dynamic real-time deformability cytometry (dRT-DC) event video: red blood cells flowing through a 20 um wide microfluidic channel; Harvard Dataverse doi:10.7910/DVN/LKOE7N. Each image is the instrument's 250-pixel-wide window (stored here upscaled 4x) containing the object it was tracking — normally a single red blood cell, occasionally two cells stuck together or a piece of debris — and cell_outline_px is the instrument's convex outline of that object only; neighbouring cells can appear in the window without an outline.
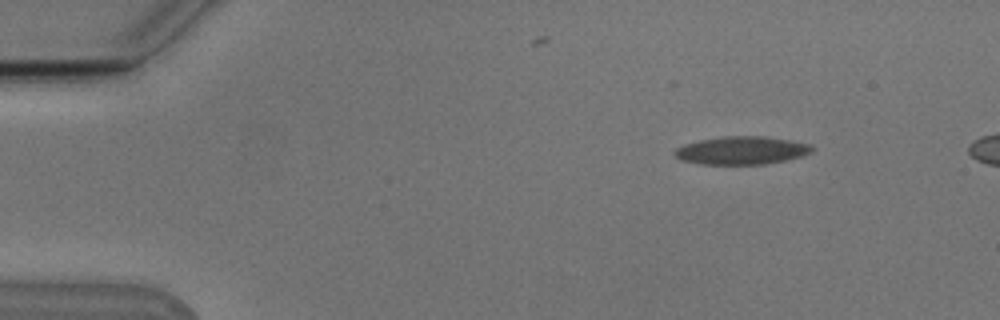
{"species": "Egyptian fruit bat (a non-hibernating species)", "species_latin": "Rousettus aegyptiacus", "temperature_condition": "cold", "stored_images_in_passage": 46, "camera_frame_rate_fps": 3000, "um_per_image_px": 0.085, "animal": {"sex": "male"}, "frame": {"image": 1, "passage_image": 1, "time_ms": 0.0, "image_size_px": [1000, 320], "cell_outline_px": [[816, 148], [812, 152], [788, 160], [764, 164], [700, 164], [680, 160], [672, 152], [676, 148], [684, 144], [700, 140], [724, 136], [764, 136], [788, 140], [808, 144]], "centroid_in_image_um": [63.02, 12.79], "position_along_channel_um": 22.0, "area_um2": 22.43}}
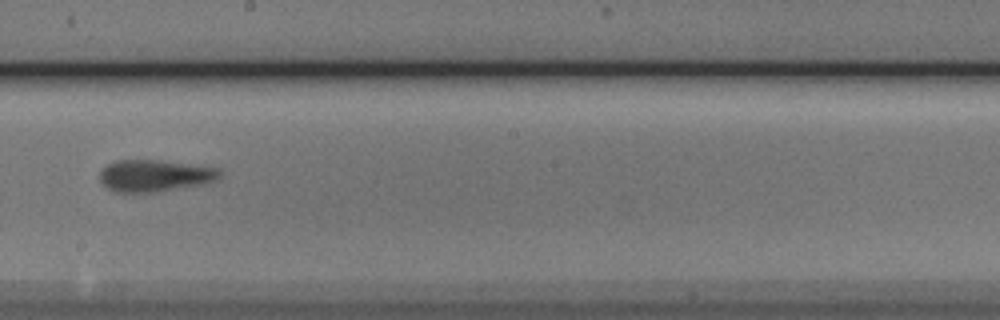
{"frame": {"image": 2, "passage_image": 25, "time_ms": 8.0, "image_size_px": [1000, 320], "cell_outline_px": [[220, 176], [216, 180], [204, 184], [156, 192], [116, 192], [108, 188], [100, 180], [100, 172], [108, 164], [116, 160], [160, 160], [220, 168]], "centroid_in_image_um": [13.17, 14.93], "position_along_channel_um": 235.0, "area_um2": 22.2}}
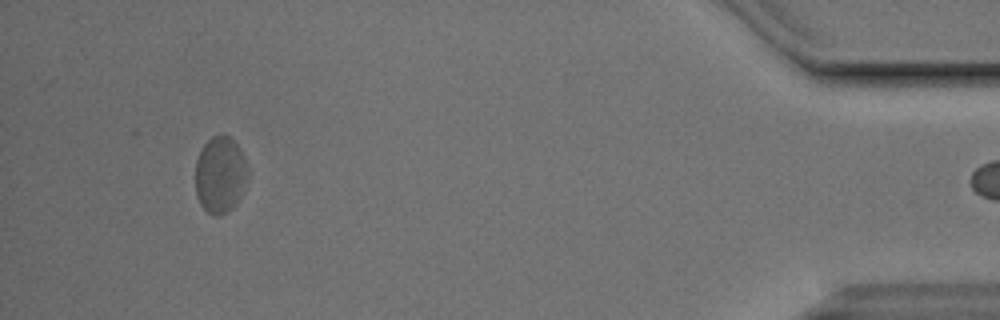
{"frame": {"image": 3, "passage_image": 45, "time_ms": 14.667, "image_size_px": [1000, 320], "cell_outline_px": [[248, 176], [240, 196], [232, 208], [220, 216], [216, 216], [208, 212], [200, 204], [196, 192], [196, 160], [204, 144], [212, 136], [228, 136], [240, 148], [248, 168]], "centroid_in_image_um": [18.72, 14.86], "position_along_channel_um": 416.5, "area_um2": 23.12}}